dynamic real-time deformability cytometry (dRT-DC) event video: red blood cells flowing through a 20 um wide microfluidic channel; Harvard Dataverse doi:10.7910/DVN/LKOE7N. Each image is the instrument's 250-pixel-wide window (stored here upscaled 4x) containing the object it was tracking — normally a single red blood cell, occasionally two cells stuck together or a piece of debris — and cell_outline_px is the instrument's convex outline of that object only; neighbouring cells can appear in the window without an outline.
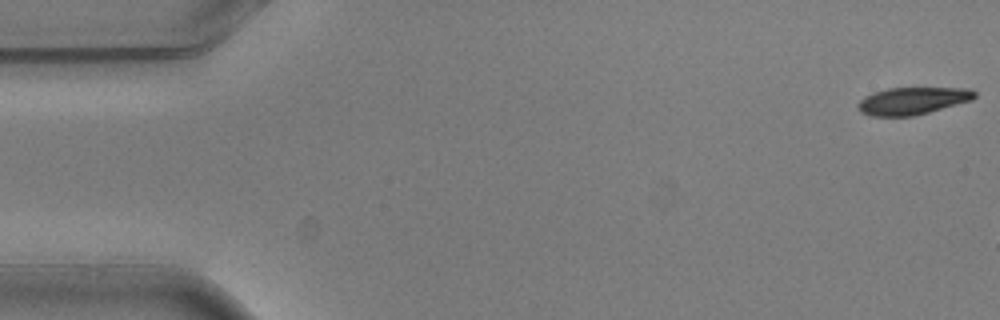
{"species": "common noctule bat (a hibernating species)", "species_latin": "Nyctalus noctula", "temperature_condition": "warm", "stored_images_in_passage": 3, "camera_frame_rate_fps": 3000, "um_per_image_px": 0.085, "animal": {"sex": "male", "body_mass_g": 20.5, "forearm_length_mm": 52.5}, "frame": {"image": 1, "passage_image": 1, "time_ms": 0.0, "image_size_px": [1000, 320], "cell_outline_px": [[976, 96], [972, 100], [928, 112], [912, 116], [872, 116], [860, 112], [856, 104], [864, 96], [872, 92], [888, 88], [972, 88], [976, 92]], "centroid_in_image_um": [77.54, 8.56], "position_along_channel_um": 7.5, "area_um2": 18.61}}